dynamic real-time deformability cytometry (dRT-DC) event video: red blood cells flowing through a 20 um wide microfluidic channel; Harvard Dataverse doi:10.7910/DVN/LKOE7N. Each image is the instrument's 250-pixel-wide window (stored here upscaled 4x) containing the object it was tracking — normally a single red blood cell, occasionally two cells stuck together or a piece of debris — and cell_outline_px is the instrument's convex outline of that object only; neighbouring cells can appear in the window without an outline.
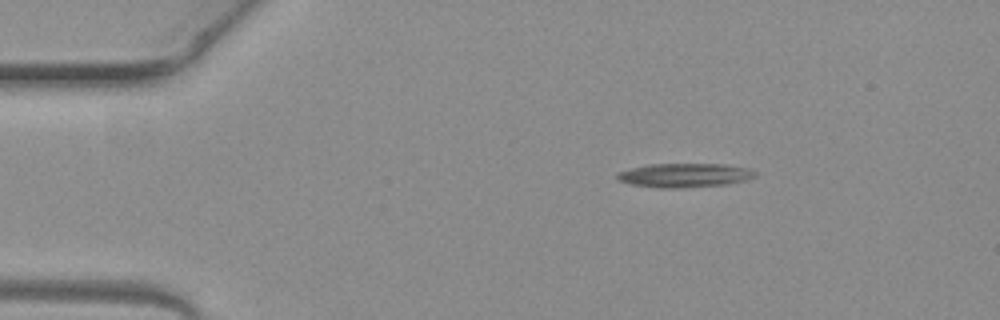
{"species": "common noctule bat (a hibernating species)", "species_latin": "Nyctalus noctula", "temperature_condition": "warm", "stored_images_in_passage": 2, "camera_frame_rate_fps": 3000, "um_per_image_px": 0.085, "animal": {"sex": "female", "body_mass_g": 19.3, "forearm_length_mm": 54.1}, "frame": {"image": 1, "passage_image": 1, "time_ms": 0.0, "image_size_px": [1000, 320], "cell_outline_px": [[756, 176], [744, 180], [724, 184], [680, 188], [656, 188], [632, 184], [616, 180], [616, 172], [648, 164], [724, 164], [748, 168], [756, 172]], "centroid_in_image_um": [58.13, 14.89], "position_along_channel_um": 26.9, "area_um2": 19.25}}